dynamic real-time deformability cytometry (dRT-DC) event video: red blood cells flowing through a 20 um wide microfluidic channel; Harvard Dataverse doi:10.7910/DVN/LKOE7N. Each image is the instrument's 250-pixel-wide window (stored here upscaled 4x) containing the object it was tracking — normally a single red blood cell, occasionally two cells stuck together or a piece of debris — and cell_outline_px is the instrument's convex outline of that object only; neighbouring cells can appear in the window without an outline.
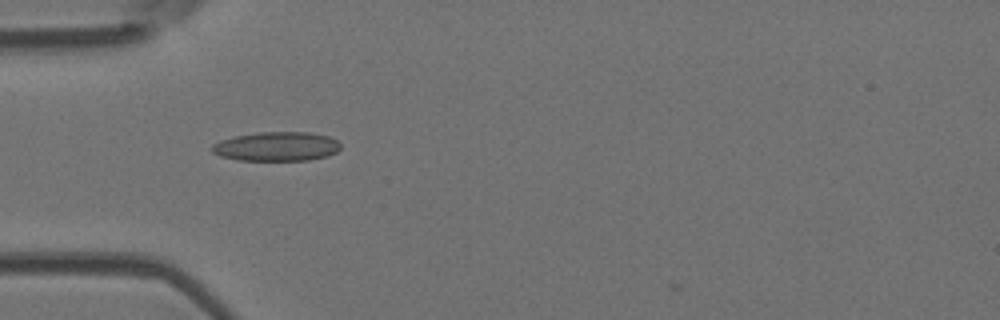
{"species": "Egyptian fruit bat (a non-hibernating species)", "species_latin": "Rousettus aegyptiacus", "temperature_condition": "room temperature", "stored_images_in_passage": 2, "camera_frame_rate_fps": 3000, "um_per_image_px": 0.085, "animal": {"sex": "female"}, "frame": {"image": 1, "passage_image": 1, "time_ms": 0.0, "image_size_px": [1000, 320], "cell_outline_px": [[340, 148], [336, 152], [328, 156], [308, 160], [240, 160], [220, 156], [212, 152], [212, 144], [220, 140], [232, 136], [256, 132], [308, 132], [328, 136], [336, 140], [340, 144]], "centroid_in_image_um": [23.49, 12.44], "position_along_channel_um": 61.5, "area_um2": 21.96}}
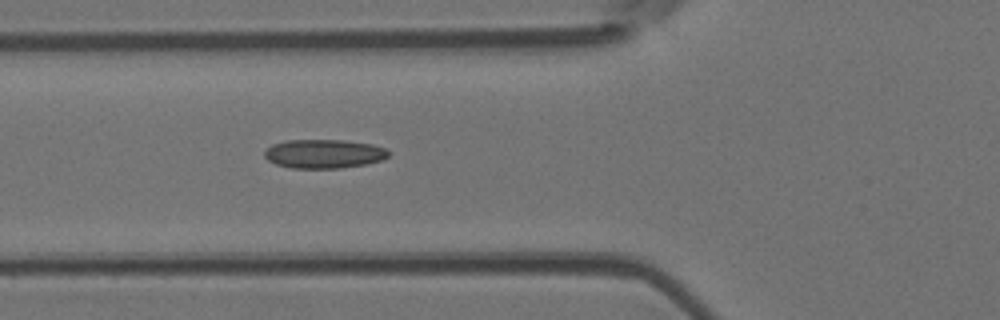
{"frame": {"image": 2, "passage_image": 2, "time_ms": 1.0, "image_size_px": [1000, 320], "cell_outline_px": [[388, 156], [380, 160], [364, 164], [340, 168], [292, 168], [276, 164], [268, 160], [264, 156], [264, 152], [272, 144], [284, 140], [344, 140], [372, 144], [384, 148], [388, 152]], "centroid_in_image_um": [27.49, 13.06], "position_along_channel_um": 98.3, "area_um2": 20.75}}